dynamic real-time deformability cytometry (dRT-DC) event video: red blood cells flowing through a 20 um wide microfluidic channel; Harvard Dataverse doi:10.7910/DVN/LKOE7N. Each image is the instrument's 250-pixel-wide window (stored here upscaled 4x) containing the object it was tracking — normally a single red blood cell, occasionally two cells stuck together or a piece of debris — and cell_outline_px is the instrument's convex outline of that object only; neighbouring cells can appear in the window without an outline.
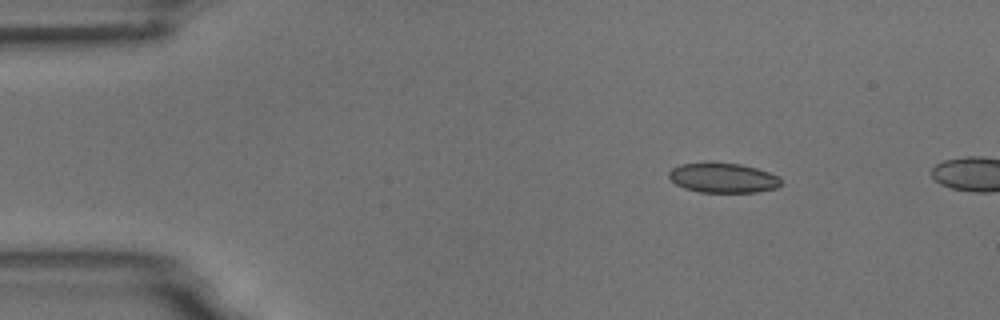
{"species": "common noctule bat (a hibernating species)", "species_latin": "Nyctalus noctula", "temperature_condition": "room temperature", "stored_images_in_passage": 3, "camera_frame_rate_fps": 3000, "um_per_image_px": 0.085, "animal": {"sex": "male", "body_mass_g": 18.8}, "frame": {"image": 1, "passage_image": 1, "time_ms": 0.0, "image_size_px": [1000, 320], "cell_outline_px": [[780, 184], [776, 188], [756, 192], [700, 192], [684, 188], [676, 184], [668, 176], [668, 172], [672, 168], [680, 164], [704, 160], [708, 160], [740, 164], [756, 168], [768, 172], [776, 176], [780, 180]], "centroid_in_image_um": [61.38, 15.08], "position_along_channel_um": 23.6, "area_um2": 19.83}}